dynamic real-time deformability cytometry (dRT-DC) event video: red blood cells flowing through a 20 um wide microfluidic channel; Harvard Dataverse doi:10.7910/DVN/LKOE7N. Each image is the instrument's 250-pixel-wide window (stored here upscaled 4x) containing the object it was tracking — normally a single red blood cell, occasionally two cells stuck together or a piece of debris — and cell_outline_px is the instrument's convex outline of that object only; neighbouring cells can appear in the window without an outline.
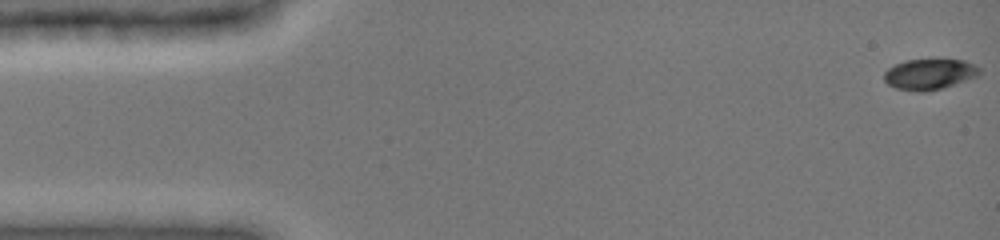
{"species": "common noctule bat (a hibernating species)", "species_latin": "Nyctalus noctula", "temperature_condition": "cold", "stored_images_in_passage": 53, "camera_frame_rate_fps": 3000, "um_per_image_px": 0.085, "animal": {"sex": "female", "body_mass_g": 19.0, "forearm_length_mm": 51.5}, "frame": {"image": 1, "passage_image": 1, "time_ms": 0.0, "image_size_px": [1000, 240], "cell_outline_px": [[980, 76], [940, 88], [924, 92], [920, 92], [896, 88], [888, 84], [884, 80], [884, 72], [888, 68], [904, 60], [964, 60], [980, 68]], "centroid_in_image_um": [79.0, 6.31], "position_along_channel_um": 6.0, "area_um2": 16.88}}
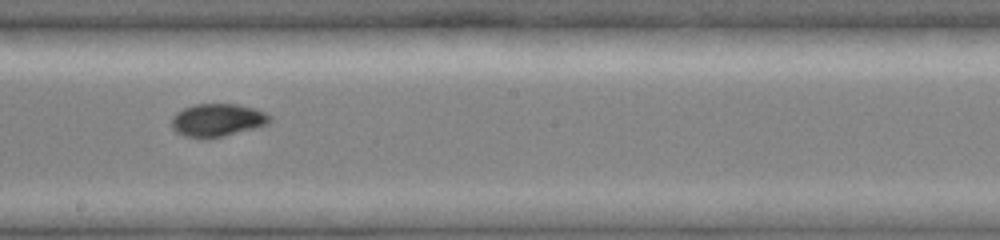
{"frame": {"image": 2, "passage_image": 35, "time_ms": 9.0, "image_size_px": [1000, 240], "cell_outline_px": [[272, 120], [268, 124], [256, 128], [208, 140], [184, 136], [176, 132], [172, 128], [172, 116], [176, 112], [184, 108], [196, 104], [236, 104], [256, 108], [272, 116]], "centroid_in_image_um": [18.49, 10.23], "position_along_channel_um": 229.7, "area_um2": 19.19}}
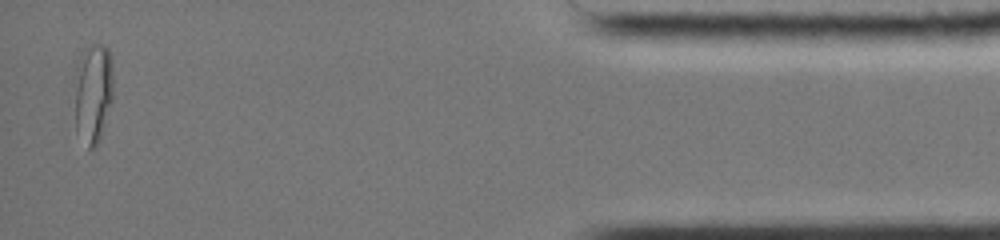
{"frame": {"image": 3, "passage_image": 53, "time_ms": 15.667, "image_size_px": [1000, 240], "cell_outline_px": [[112, 100], [100, 140], [92, 148], [88, 148], [76, 128], [76, 64], [80, 52], [84, 48], [92, 44], [104, 44], [108, 48], [112, 56]], "centroid_in_image_um": [7.93, 7.82], "position_along_channel_um": 427.3, "area_um2": 22.54}, "authors_computed_cell_mechanics": {"area_um2": 18.4382, "velocity_mm_per_s": 3.9136, "shape_relaxation_time_tau1_ms": null, "shape_relaxation_time_tau2_ms": 1.4025, "deformation_change_tau1": null, "deformation_change_tau2": 0.0398}}